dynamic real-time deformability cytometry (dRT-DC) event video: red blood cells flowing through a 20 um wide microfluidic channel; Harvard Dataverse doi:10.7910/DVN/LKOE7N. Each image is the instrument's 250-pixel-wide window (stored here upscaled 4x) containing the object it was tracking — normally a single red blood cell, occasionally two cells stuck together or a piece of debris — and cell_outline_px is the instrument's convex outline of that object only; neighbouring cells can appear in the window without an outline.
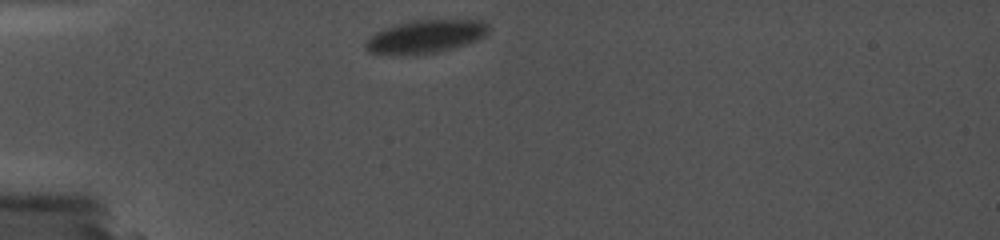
{"species": "common noctule bat (a hibernating species)", "species_latin": "Nyctalus noctula", "temperature_condition": "cold", "stored_images_in_passage": 47, "camera_frame_rate_fps": 5000, "um_per_image_px": 0.085, "animal": {"sex": "female", "body_mass_g": 19.0, "forearm_length_mm": 56.7}, "frame": {"image": 1, "passage_image": 1, "time_ms": 0.0, "image_size_px": [1000, 240], "cell_outline_px": [[488, 32], [484, 36], [476, 40], [452, 48], [436, 52], [412, 56], [400, 56], [368, 52], [364, 48], [364, 40], [368, 36], [384, 28], [396, 24], [412, 20], [484, 20], [488, 24]], "centroid_in_image_um": [36.09, 3.12], "position_along_channel_um": 48.9, "area_um2": 24.1}}
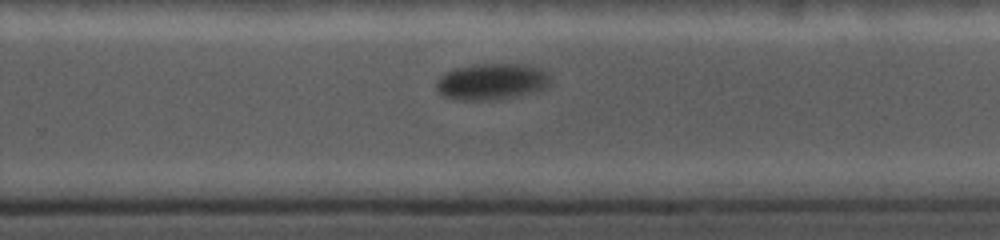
{"frame": {"image": 2, "passage_image": 28, "time_ms": 7.6, "image_size_px": [1000, 240], "cell_outline_px": [[548, 84], [544, 88], [532, 92], [496, 100], [452, 100], [444, 96], [436, 88], [436, 80], [440, 76], [456, 68], [484, 64], [524, 64], [540, 68], [548, 76]], "centroid_in_image_um": [41.74, 6.95], "position_along_channel_um": 288.1, "area_um2": 23.81}}
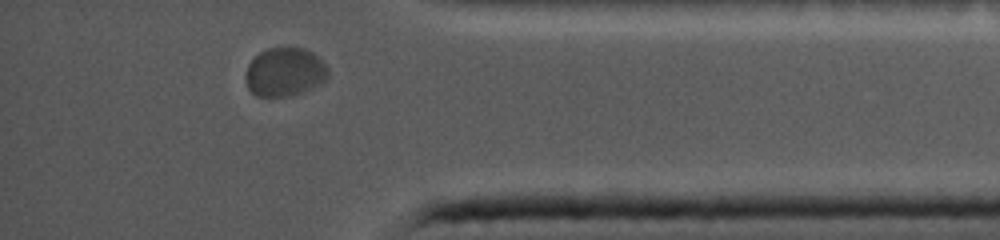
{"frame": {"image": 3, "passage_image": 42, "time_ms": 11.2, "image_size_px": [1000, 240], "cell_outline_px": [[328, 76], [324, 80], [304, 92], [292, 96], [256, 96], [248, 88], [244, 76], [248, 64], [260, 52], [268, 48], [284, 44], [292, 44], [304, 48], [320, 56], [324, 60], [328, 68]], "centroid_in_image_um": [24.22, 6.06], "position_along_channel_um": 411.0, "area_um2": 24.16}}